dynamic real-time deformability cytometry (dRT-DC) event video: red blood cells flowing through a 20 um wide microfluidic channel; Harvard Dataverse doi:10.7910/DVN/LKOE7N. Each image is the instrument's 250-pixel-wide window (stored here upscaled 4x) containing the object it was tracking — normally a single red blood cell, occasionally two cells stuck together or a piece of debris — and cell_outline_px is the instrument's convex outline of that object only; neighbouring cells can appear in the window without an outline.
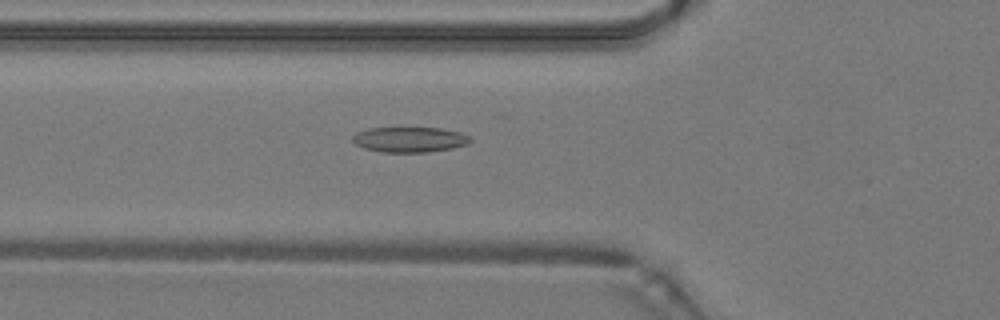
{"species": "common noctule bat (a hibernating species)", "species_latin": "Nyctalus noctula", "temperature_condition": "warm", "stored_images_in_passage": 31, "camera_frame_rate_fps": 3000, "um_per_image_px": 0.085, "animal": {"sex": "male", "body_mass_g": 19.2, "forearm_length_mm": 51.8}, "frame": {"image": 1, "passage_image": 7, "time_ms": 2.0, "image_size_px": [1000, 320], "cell_outline_px": [[472, 140], [468, 144], [452, 148], [428, 152], [380, 152], [364, 148], [356, 144], [352, 140], [352, 136], [356, 132], [368, 128], [440, 128], [460, 132], [468, 136]], "centroid_in_image_um": [34.8, 11.86], "position_along_channel_um": 91.0, "area_um2": 17.34}}
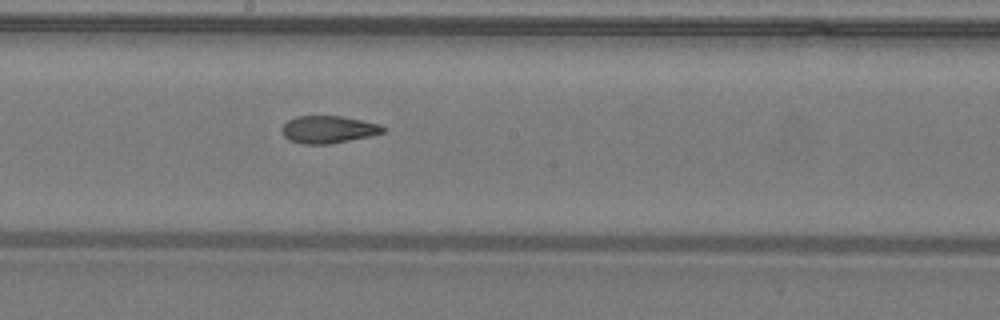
{"frame": {"image": 2, "passage_image": 16, "time_ms": 5.0, "image_size_px": [1000, 320], "cell_outline_px": [[384, 132], [372, 136], [328, 144], [304, 144], [288, 140], [280, 132], [280, 128], [288, 120], [296, 116], [340, 116], [380, 124], [384, 128]], "centroid_in_image_um": [27.86, 11.01], "position_along_channel_um": 220.3, "area_um2": 16.18}}
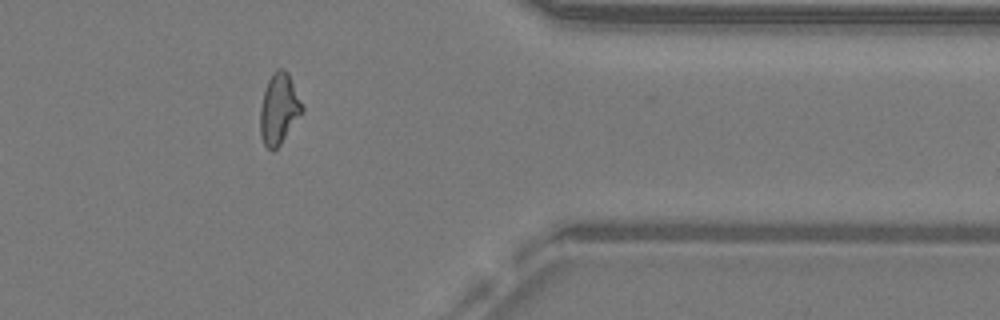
{"frame": {"image": 3, "passage_image": 29, "time_ms": 9.333, "image_size_px": [1000, 320], "cell_outline_px": [[304, 112], [280, 144], [272, 152], [264, 144], [260, 136], [260, 108], [264, 92], [268, 80], [272, 72], [276, 68], [284, 68], [288, 72], [304, 108]], "centroid_in_image_um": [23.72, 9.25], "position_along_channel_um": 387.7, "area_um2": 17.4}, "authors_computed_cell_mechanics": {"area_um2": 16.9932, "velocity_mm_per_s": 4.278, "shape_relaxation_time_tau1_ms": null, "shape_relaxation_time_tau2_ms": 2.0764, "deformation_change_tau1": null, "deformation_change_tau2": 0.0941}}